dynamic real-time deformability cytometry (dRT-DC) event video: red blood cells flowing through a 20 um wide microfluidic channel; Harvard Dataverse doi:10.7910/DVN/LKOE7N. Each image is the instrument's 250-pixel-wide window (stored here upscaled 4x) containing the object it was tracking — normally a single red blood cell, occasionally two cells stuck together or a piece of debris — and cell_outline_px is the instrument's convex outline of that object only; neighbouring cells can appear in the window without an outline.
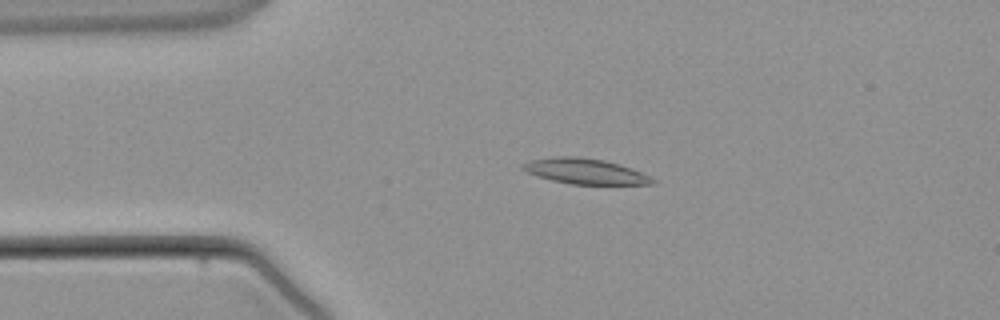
{"species": "common noctule bat (a hibernating species)", "species_latin": "Nyctalus noctula", "temperature_condition": "warm", "stored_images_in_passage": 4, "camera_frame_rate_fps": 3000, "um_per_image_px": 0.085, "animal": {"sex": "male", "body_mass_g": 21.5, "forearm_length_mm": 52.0}, "frame": {"image": 1, "passage_image": 3, "time_ms": 2.333, "image_size_px": [1000, 320], "cell_outline_px": [[656, 180], [652, 184], [572, 184], [552, 180], [536, 176], [520, 168], [520, 164], [532, 160], [556, 156], [576, 156], [604, 160], [620, 164], [640, 172]], "centroid_in_image_um": [49.69, 14.55], "position_along_channel_um": 35.3, "area_um2": 19.07}}
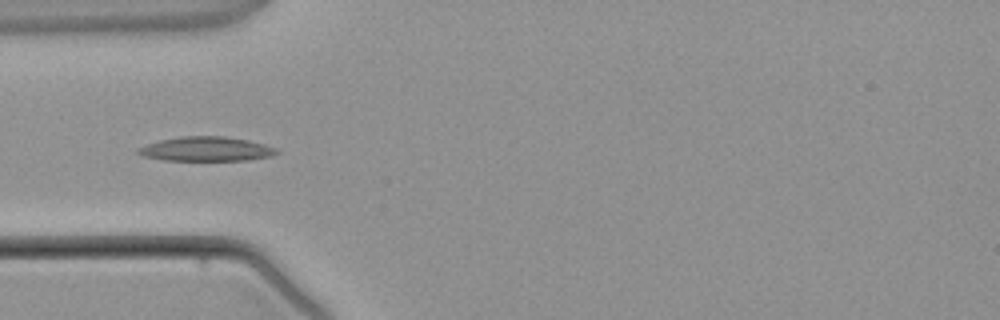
{"frame": {"image": 2, "passage_image": 4, "time_ms": 3.667, "image_size_px": [1000, 320], "cell_outline_px": [[280, 152], [272, 156], [248, 160], [164, 160], [144, 156], [136, 152], [136, 148], [160, 140], [180, 136], [224, 136], [248, 140], [264, 144], [276, 148]], "centroid_in_image_um": [17.54, 12.66], "position_along_channel_um": 67.5, "area_um2": 19.65}}